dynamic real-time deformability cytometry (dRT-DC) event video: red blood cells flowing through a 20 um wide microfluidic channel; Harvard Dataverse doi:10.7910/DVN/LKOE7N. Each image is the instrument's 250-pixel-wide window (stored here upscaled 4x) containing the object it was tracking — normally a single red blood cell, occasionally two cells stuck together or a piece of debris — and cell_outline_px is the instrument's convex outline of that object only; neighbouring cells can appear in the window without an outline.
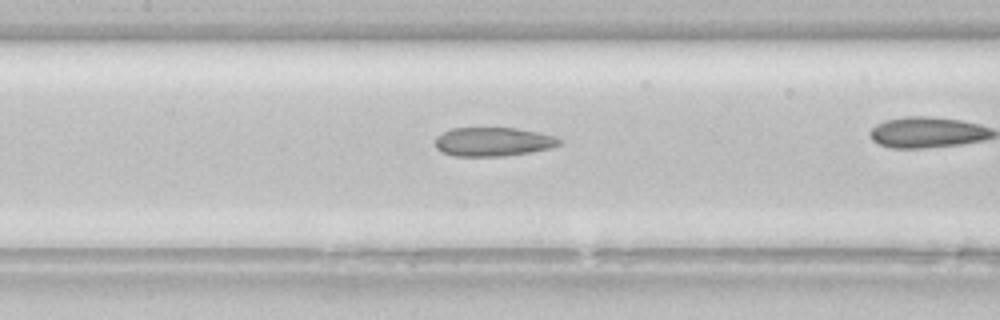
{"species": "common noctule bat (a hibernating species)", "species_latin": "Nyctalus noctula", "temperature_condition": "room temperature", "stored_images_in_passage": 20, "camera_frame_rate_fps": 3000, "um_per_image_px": 0.085, "animal": {"sex": "female", "body_mass_g": 22.7, "forearm_length_mm": 54.2}, "frame": {"image": 1, "passage_image": 9, "time_ms": 2.667, "image_size_px": [1000, 320], "cell_outline_px": [[560, 144], [552, 148], [504, 156], [452, 156], [440, 152], [436, 148], [436, 136], [452, 128], [516, 128], [536, 132], [552, 136], [560, 140]], "centroid_in_image_um": [41.86, 12.06], "position_along_channel_um": 165.5, "area_um2": 20.75}}